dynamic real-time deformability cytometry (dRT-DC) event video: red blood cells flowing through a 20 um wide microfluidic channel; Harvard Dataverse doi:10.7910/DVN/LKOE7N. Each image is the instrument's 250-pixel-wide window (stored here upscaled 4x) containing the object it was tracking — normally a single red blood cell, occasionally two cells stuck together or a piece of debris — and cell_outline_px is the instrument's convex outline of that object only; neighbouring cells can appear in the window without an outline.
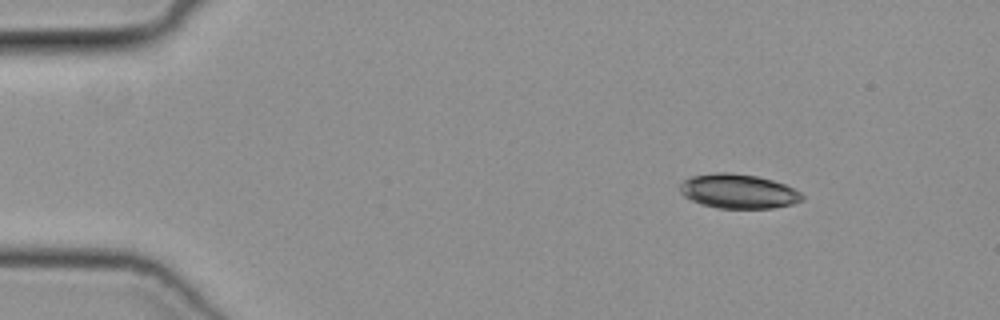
{"species": "common noctule bat (a hibernating species)", "species_latin": "Nyctalus noctula", "temperature_condition": "cold", "stored_images_in_passage": 12, "camera_frame_rate_fps": 3000, "um_per_image_px": 0.085, "animal": {"sex": "female", "body_mass_g": 19.3, "forearm_length_mm": 54.1}, "frame": {"image": 1, "passage_image": 1, "time_ms": 0.0, "image_size_px": [1000, 320], "cell_outline_px": [[804, 200], [792, 204], [772, 208], [716, 208], [700, 204], [684, 196], [680, 192], [680, 184], [684, 180], [692, 176], [716, 172], [728, 172], [756, 176], [772, 180], [784, 184], [800, 192], [804, 196]], "centroid_in_image_um": [62.75, 16.26], "position_along_channel_um": 22.3, "area_um2": 24.45}}
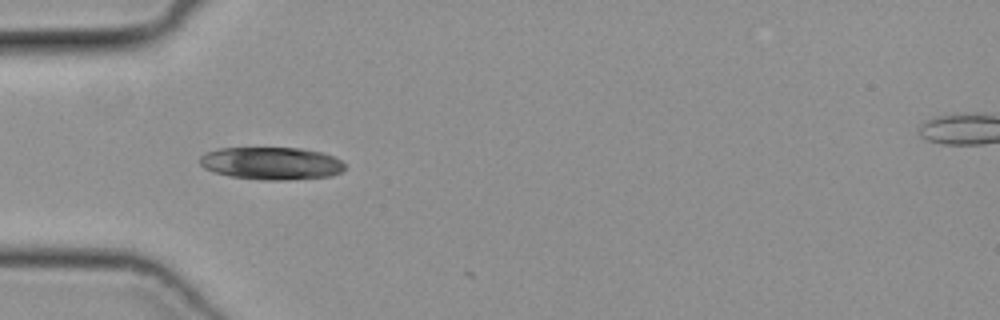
{"frame": {"image": 2, "passage_image": 10, "time_ms": 3.0, "image_size_px": [1000, 320], "cell_outline_px": [[344, 168], [340, 172], [332, 176], [288, 180], [264, 180], [228, 176], [212, 172], [204, 168], [200, 164], [200, 156], [204, 152], [220, 148], [300, 148], [320, 152], [332, 156], [340, 160], [344, 164]], "centroid_in_image_um": [23.02, 13.89], "position_along_channel_um": 62.0, "area_um2": 27.63}}